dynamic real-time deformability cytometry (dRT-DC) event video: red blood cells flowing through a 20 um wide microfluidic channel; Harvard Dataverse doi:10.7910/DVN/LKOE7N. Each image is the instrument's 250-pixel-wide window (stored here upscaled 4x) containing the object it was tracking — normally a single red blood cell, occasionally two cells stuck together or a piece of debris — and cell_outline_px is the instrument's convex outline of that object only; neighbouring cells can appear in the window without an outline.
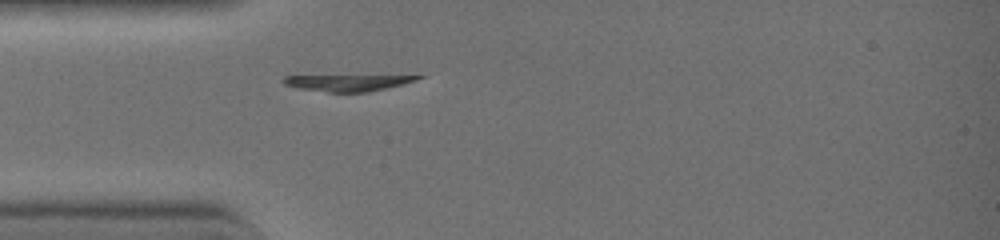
{"species": "common noctule bat (a hibernating species)", "species_latin": "Nyctalus noctula", "temperature_condition": "warm", "stored_images_in_passage": 7, "segment_of_instrument_passage": [2, 3], "camera_frame_rate_fps": 3000, "um_per_image_px": 0.085, "animal": {"sex": "female", "body_mass_g": 19.0, "forearm_length_mm": 51.5}, "frame": {"image": 1, "passage_image": 5, "time_ms": 1.333, "image_size_px": [1000, 240], "cell_outline_px": [[424, 76], [416, 80], [368, 92], [328, 92], [296, 88], [284, 84], [280, 80], [284, 76]], "centroid_in_image_um": [29.39, 7.04], "position_along_channel_um": 55.6, "area_um2": 12.43}}